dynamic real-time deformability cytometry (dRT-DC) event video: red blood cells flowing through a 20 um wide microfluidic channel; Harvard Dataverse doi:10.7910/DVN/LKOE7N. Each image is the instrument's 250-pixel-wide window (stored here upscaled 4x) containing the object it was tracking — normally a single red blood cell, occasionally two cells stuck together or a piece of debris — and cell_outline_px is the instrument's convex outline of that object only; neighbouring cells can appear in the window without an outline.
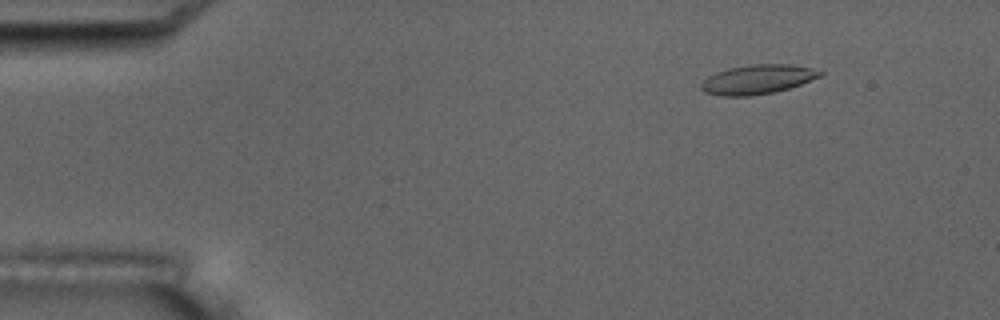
{"species": "common noctule bat (a hibernating species)", "species_latin": "Nyctalus noctula", "temperature_condition": "room temperature", "stored_images_in_passage": 5, "camera_frame_rate_fps": 3000, "um_per_image_px": 0.085, "animal": {"sex": "male", "body_mass_g": 17.5, "forearm_length_mm": 52.3}, "frame": {"image": 1, "passage_image": 2, "time_ms": 1.0, "image_size_px": [1000, 320], "cell_outline_px": [[824, 72], [820, 76], [800, 84], [788, 88], [772, 92], [752, 96], [720, 96], [704, 92], [700, 88], [700, 84], [708, 76], [716, 72], [728, 68], [752, 64], [792, 64], [812, 68]], "centroid_in_image_um": [64.35, 6.74], "position_along_channel_um": 20.6, "area_um2": 20.29}}
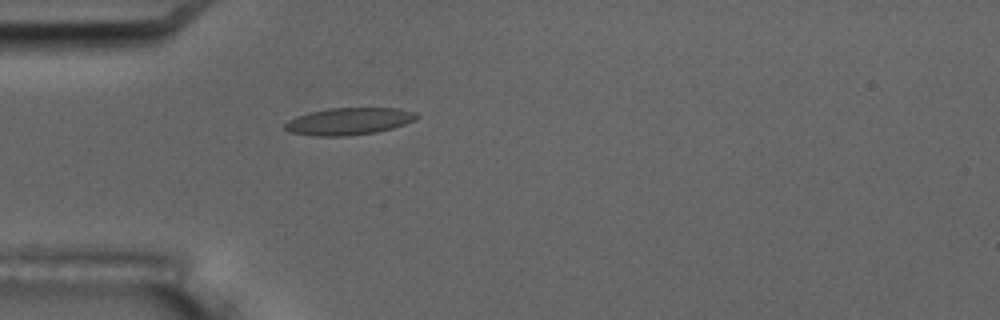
{"frame": {"image": 2, "passage_image": 5, "time_ms": 4.333, "image_size_px": [1000, 320], "cell_outline_px": [[420, 116], [416, 120], [392, 128], [376, 132], [348, 136], [312, 136], [288, 132], [284, 128], [284, 124], [288, 120], [296, 116], [308, 112], [328, 108], [396, 108], [416, 112]], "centroid_in_image_um": [29.63, 10.31], "position_along_channel_um": 55.4, "area_um2": 21.04}}